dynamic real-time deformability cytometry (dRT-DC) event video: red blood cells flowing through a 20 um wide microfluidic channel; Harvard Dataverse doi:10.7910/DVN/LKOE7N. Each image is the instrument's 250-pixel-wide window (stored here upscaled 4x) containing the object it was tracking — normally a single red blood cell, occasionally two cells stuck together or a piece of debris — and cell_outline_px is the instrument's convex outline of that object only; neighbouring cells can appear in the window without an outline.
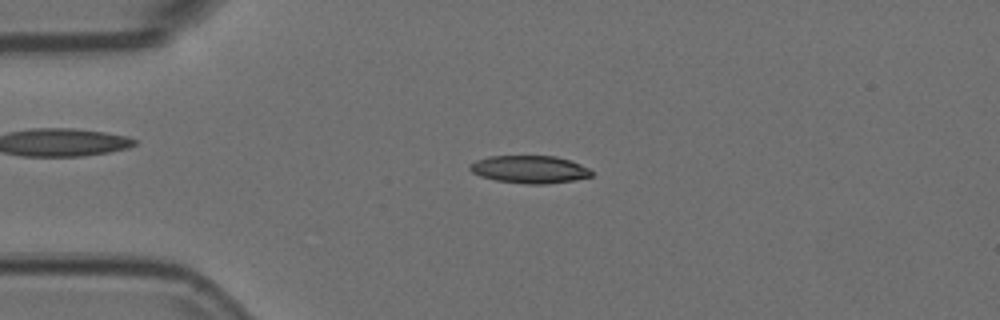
{"species": "Egyptian fruit bat (a non-hibernating species)", "species_latin": "Rousettus aegyptiacus", "temperature_condition": "room temperature", "stored_images_in_passage": 6, "camera_frame_rate_fps": 3000, "um_per_image_px": 0.085, "animal": {"sex": "female"}, "frame": {"image": 1, "passage_image": 3, "time_ms": 0.667, "image_size_px": [1000, 320], "cell_outline_px": [[592, 176], [576, 180], [544, 184], [524, 184], [496, 180], [480, 176], [472, 172], [468, 168], [468, 164], [476, 160], [488, 156], [556, 156], [580, 164], [588, 168], [592, 172]], "centroid_in_image_um": [44.99, 14.4], "position_along_channel_um": 40.0, "area_um2": 19.65}}
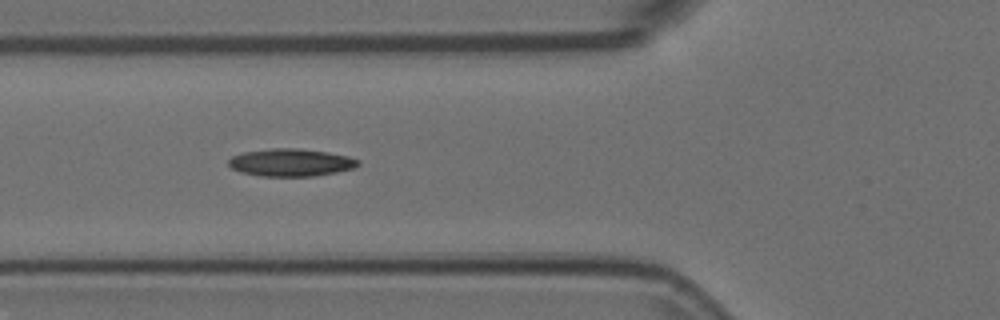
{"frame": {"image": 2, "passage_image": 5, "time_ms": 1.333, "image_size_px": [1000, 320], "cell_outline_px": [[360, 164], [352, 168], [336, 172], [316, 176], [260, 176], [240, 172], [232, 168], [228, 164], [228, 160], [232, 156], [244, 152], [272, 148], [296, 148], [328, 152], [348, 156], [360, 160]], "centroid_in_image_um": [24.72, 13.81], "position_along_channel_um": 101.1, "area_um2": 20.81}}
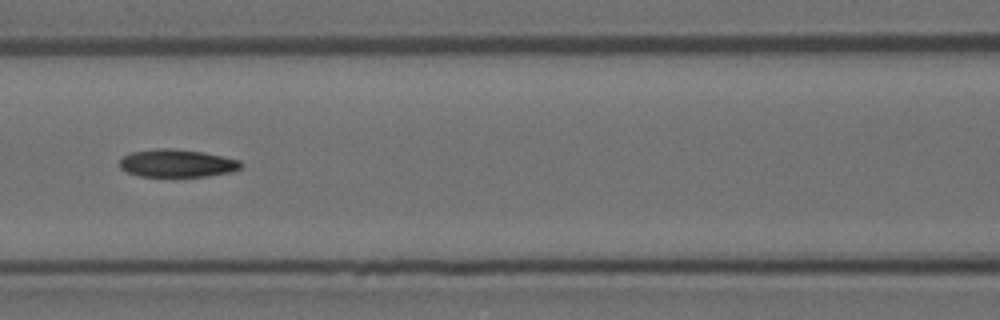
{"frame": {"image": 3, "passage_image": 6, "time_ms": 1.667, "image_size_px": [1000, 320], "cell_outline_px": [[244, 164], [240, 168], [232, 172], [208, 176], [140, 176], [128, 172], [120, 168], [120, 160], [124, 156], [132, 152], [160, 148], [168, 148], [204, 152], [240, 160]], "centroid_in_image_um": [15.09, 13.88], "position_along_channel_um": 151.5, "area_um2": 19.54}}